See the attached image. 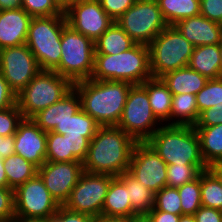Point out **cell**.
Wrapping results in <instances>:
<instances>
[{"label": "cell", "mask_w": 222, "mask_h": 222, "mask_svg": "<svg viewBox=\"0 0 222 222\" xmlns=\"http://www.w3.org/2000/svg\"><path fill=\"white\" fill-rule=\"evenodd\" d=\"M8 188L16 189L38 173V168L22 156L13 154L4 159Z\"/></svg>", "instance_id": "31"}, {"label": "cell", "mask_w": 222, "mask_h": 222, "mask_svg": "<svg viewBox=\"0 0 222 222\" xmlns=\"http://www.w3.org/2000/svg\"><path fill=\"white\" fill-rule=\"evenodd\" d=\"M208 169L207 165H167L166 185L170 188H178L194 179H196L202 171Z\"/></svg>", "instance_id": "34"}, {"label": "cell", "mask_w": 222, "mask_h": 222, "mask_svg": "<svg viewBox=\"0 0 222 222\" xmlns=\"http://www.w3.org/2000/svg\"><path fill=\"white\" fill-rule=\"evenodd\" d=\"M73 89V83L55 71L40 70L38 74L16 95V104L23 118L35 114L61 100Z\"/></svg>", "instance_id": "6"}, {"label": "cell", "mask_w": 222, "mask_h": 222, "mask_svg": "<svg viewBox=\"0 0 222 222\" xmlns=\"http://www.w3.org/2000/svg\"><path fill=\"white\" fill-rule=\"evenodd\" d=\"M133 84L125 81L82 80L73 84L81 109L100 126H117L128 92Z\"/></svg>", "instance_id": "2"}, {"label": "cell", "mask_w": 222, "mask_h": 222, "mask_svg": "<svg viewBox=\"0 0 222 222\" xmlns=\"http://www.w3.org/2000/svg\"><path fill=\"white\" fill-rule=\"evenodd\" d=\"M99 2L108 16L116 21L135 4L136 0H99Z\"/></svg>", "instance_id": "41"}, {"label": "cell", "mask_w": 222, "mask_h": 222, "mask_svg": "<svg viewBox=\"0 0 222 222\" xmlns=\"http://www.w3.org/2000/svg\"><path fill=\"white\" fill-rule=\"evenodd\" d=\"M0 187H8L7 176L4 169V159L0 156Z\"/></svg>", "instance_id": "53"}, {"label": "cell", "mask_w": 222, "mask_h": 222, "mask_svg": "<svg viewBox=\"0 0 222 222\" xmlns=\"http://www.w3.org/2000/svg\"><path fill=\"white\" fill-rule=\"evenodd\" d=\"M22 120L23 116L17 104L0 110V135L3 137L14 135Z\"/></svg>", "instance_id": "39"}, {"label": "cell", "mask_w": 222, "mask_h": 222, "mask_svg": "<svg viewBox=\"0 0 222 222\" xmlns=\"http://www.w3.org/2000/svg\"><path fill=\"white\" fill-rule=\"evenodd\" d=\"M146 142L167 165H206L194 126L162 124Z\"/></svg>", "instance_id": "4"}, {"label": "cell", "mask_w": 222, "mask_h": 222, "mask_svg": "<svg viewBox=\"0 0 222 222\" xmlns=\"http://www.w3.org/2000/svg\"><path fill=\"white\" fill-rule=\"evenodd\" d=\"M113 178L114 176L108 174L84 171L63 206L70 211L87 214L95 219L101 217L104 201Z\"/></svg>", "instance_id": "11"}, {"label": "cell", "mask_w": 222, "mask_h": 222, "mask_svg": "<svg viewBox=\"0 0 222 222\" xmlns=\"http://www.w3.org/2000/svg\"><path fill=\"white\" fill-rule=\"evenodd\" d=\"M136 42L114 21L94 42L95 54H118L132 48Z\"/></svg>", "instance_id": "27"}, {"label": "cell", "mask_w": 222, "mask_h": 222, "mask_svg": "<svg viewBox=\"0 0 222 222\" xmlns=\"http://www.w3.org/2000/svg\"><path fill=\"white\" fill-rule=\"evenodd\" d=\"M128 189L132 210L136 215L148 214L154 206L155 193L139 182L128 171L117 177Z\"/></svg>", "instance_id": "26"}, {"label": "cell", "mask_w": 222, "mask_h": 222, "mask_svg": "<svg viewBox=\"0 0 222 222\" xmlns=\"http://www.w3.org/2000/svg\"><path fill=\"white\" fill-rule=\"evenodd\" d=\"M32 18L23 8L0 11V50L24 45Z\"/></svg>", "instance_id": "18"}, {"label": "cell", "mask_w": 222, "mask_h": 222, "mask_svg": "<svg viewBox=\"0 0 222 222\" xmlns=\"http://www.w3.org/2000/svg\"><path fill=\"white\" fill-rule=\"evenodd\" d=\"M152 209L182 215L180 195L177 188L164 187L155 193Z\"/></svg>", "instance_id": "37"}, {"label": "cell", "mask_w": 222, "mask_h": 222, "mask_svg": "<svg viewBox=\"0 0 222 222\" xmlns=\"http://www.w3.org/2000/svg\"><path fill=\"white\" fill-rule=\"evenodd\" d=\"M21 8V0H0V11Z\"/></svg>", "instance_id": "51"}, {"label": "cell", "mask_w": 222, "mask_h": 222, "mask_svg": "<svg viewBox=\"0 0 222 222\" xmlns=\"http://www.w3.org/2000/svg\"><path fill=\"white\" fill-rule=\"evenodd\" d=\"M174 26L194 47L220 44L222 24L211 21L202 15L183 19Z\"/></svg>", "instance_id": "19"}, {"label": "cell", "mask_w": 222, "mask_h": 222, "mask_svg": "<svg viewBox=\"0 0 222 222\" xmlns=\"http://www.w3.org/2000/svg\"><path fill=\"white\" fill-rule=\"evenodd\" d=\"M16 105V93L9 87L0 71V110Z\"/></svg>", "instance_id": "46"}, {"label": "cell", "mask_w": 222, "mask_h": 222, "mask_svg": "<svg viewBox=\"0 0 222 222\" xmlns=\"http://www.w3.org/2000/svg\"><path fill=\"white\" fill-rule=\"evenodd\" d=\"M131 222H151L147 214H139L131 217Z\"/></svg>", "instance_id": "56"}, {"label": "cell", "mask_w": 222, "mask_h": 222, "mask_svg": "<svg viewBox=\"0 0 222 222\" xmlns=\"http://www.w3.org/2000/svg\"><path fill=\"white\" fill-rule=\"evenodd\" d=\"M9 222H50V219L45 218H23L15 215Z\"/></svg>", "instance_id": "52"}, {"label": "cell", "mask_w": 222, "mask_h": 222, "mask_svg": "<svg viewBox=\"0 0 222 222\" xmlns=\"http://www.w3.org/2000/svg\"><path fill=\"white\" fill-rule=\"evenodd\" d=\"M99 127L94 118L80 109L66 122L56 125L52 132L68 136H84L90 141Z\"/></svg>", "instance_id": "29"}, {"label": "cell", "mask_w": 222, "mask_h": 222, "mask_svg": "<svg viewBox=\"0 0 222 222\" xmlns=\"http://www.w3.org/2000/svg\"><path fill=\"white\" fill-rule=\"evenodd\" d=\"M152 78L148 45L136 43L127 51L108 55L95 54L90 79L125 81L142 84Z\"/></svg>", "instance_id": "3"}, {"label": "cell", "mask_w": 222, "mask_h": 222, "mask_svg": "<svg viewBox=\"0 0 222 222\" xmlns=\"http://www.w3.org/2000/svg\"><path fill=\"white\" fill-rule=\"evenodd\" d=\"M69 151L81 162L86 159L90 141L84 136H68Z\"/></svg>", "instance_id": "45"}, {"label": "cell", "mask_w": 222, "mask_h": 222, "mask_svg": "<svg viewBox=\"0 0 222 222\" xmlns=\"http://www.w3.org/2000/svg\"><path fill=\"white\" fill-rule=\"evenodd\" d=\"M222 123V102L202 111L194 126H216Z\"/></svg>", "instance_id": "44"}, {"label": "cell", "mask_w": 222, "mask_h": 222, "mask_svg": "<svg viewBox=\"0 0 222 222\" xmlns=\"http://www.w3.org/2000/svg\"><path fill=\"white\" fill-rule=\"evenodd\" d=\"M128 172L153 193L167 187V164L147 142L134 146Z\"/></svg>", "instance_id": "14"}, {"label": "cell", "mask_w": 222, "mask_h": 222, "mask_svg": "<svg viewBox=\"0 0 222 222\" xmlns=\"http://www.w3.org/2000/svg\"><path fill=\"white\" fill-rule=\"evenodd\" d=\"M188 67L207 79L221 77L220 45H201L194 47Z\"/></svg>", "instance_id": "21"}, {"label": "cell", "mask_w": 222, "mask_h": 222, "mask_svg": "<svg viewBox=\"0 0 222 222\" xmlns=\"http://www.w3.org/2000/svg\"><path fill=\"white\" fill-rule=\"evenodd\" d=\"M208 169L218 178L222 185V163L212 164Z\"/></svg>", "instance_id": "54"}, {"label": "cell", "mask_w": 222, "mask_h": 222, "mask_svg": "<svg viewBox=\"0 0 222 222\" xmlns=\"http://www.w3.org/2000/svg\"><path fill=\"white\" fill-rule=\"evenodd\" d=\"M200 188L202 206L222 211V185L209 169L200 173Z\"/></svg>", "instance_id": "32"}, {"label": "cell", "mask_w": 222, "mask_h": 222, "mask_svg": "<svg viewBox=\"0 0 222 222\" xmlns=\"http://www.w3.org/2000/svg\"><path fill=\"white\" fill-rule=\"evenodd\" d=\"M177 189L181 200L182 215H194L202 206L200 175L196 179L178 187Z\"/></svg>", "instance_id": "35"}, {"label": "cell", "mask_w": 222, "mask_h": 222, "mask_svg": "<svg viewBox=\"0 0 222 222\" xmlns=\"http://www.w3.org/2000/svg\"><path fill=\"white\" fill-rule=\"evenodd\" d=\"M147 215L151 222H178L180 219V215L159 211L157 209H151Z\"/></svg>", "instance_id": "49"}, {"label": "cell", "mask_w": 222, "mask_h": 222, "mask_svg": "<svg viewBox=\"0 0 222 222\" xmlns=\"http://www.w3.org/2000/svg\"><path fill=\"white\" fill-rule=\"evenodd\" d=\"M145 87L149 104L156 118L166 125H170L171 104L173 94L161 78H150L142 83Z\"/></svg>", "instance_id": "23"}, {"label": "cell", "mask_w": 222, "mask_h": 222, "mask_svg": "<svg viewBox=\"0 0 222 222\" xmlns=\"http://www.w3.org/2000/svg\"><path fill=\"white\" fill-rule=\"evenodd\" d=\"M15 137L14 135L1 136L0 135V156L5 159L10 155L15 154Z\"/></svg>", "instance_id": "48"}, {"label": "cell", "mask_w": 222, "mask_h": 222, "mask_svg": "<svg viewBox=\"0 0 222 222\" xmlns=\"http://www.w3.org/2000/svg\"><path fill=\"white\" fill-rule=\"evenodd\" d=\"M15 137V154L22 156L40 168L46 162L47 132L43 131L32 119L18 124Z\"/></svg>", "instance_id": "17"}, {"label": "cell", "mask_w": 222, "mask_h": 222, "mask_svg": "<svg viewBox=\"0 0 222 222\" xmlns=\"http://www.w3.org/2000/svg\"><path fill=\"white\" fill-rule=\"evenodd\" d=\"M66 15L33 17L25 44L41 70L54 71L61 60V35L67 25Z\"/></svg>", "instance_id": "5"}, {"label": "cell", "mask_w": 222, "mask_h": 222, "mask_svg": "<svg viewBox=\"0 0 222 222\" xmlns=\"http://www.w3.org/2000/svg\"><path fill=\"white\" fill-rule=\"evenodd\" d=\"M95 222H131L130 216H101Z\"/></svg>", "instance_id": "50"}, {"label": "cell", "mask_w": 222, "mask_h": 222, "mask_svg": "<svg viewBox=\"0 0 222 222\" xmlns=\"http://www.w3.org/2000/svg\"><path fill=\"white\" fill-rule=\"evenodd\" d=\"M15 215L23 218L50 219L60 205L37 173L14 190Z\"/></svg>", "instance_id": "12"}, {"label": "cell", "mask_w": 222, "mask_h": 222, "mask_svg": "<svg viewBox=\"0 0 222 222\" xmlns=\"http://www.w3.org/2000/svg\"><path fill=\"white\" fill-rule=\"evenodd\" d=\"M178 222H196L193 215L183 214Z\"/></svg>", "instance_id": "57"}, {"label": "cell", "mask_w": 222, "mask_h": 222, "mask_svg": "<svg viewBox=\"0 0 222 222\" xmlns=\"http://www.w3.org/2000/svg\"><path fill=\"white\" fill-rule=\"evenodd\" d=\"M83 172V162L81 161H46L38 168V174L44 181L45 187L60 206H63L68 200Z\"/></svg>", "instance_id": "16"}, {"label": "cell", "mask_w": 222, "mask_h": 222, "mask_svg": "<svg viewBox=\"0 0 222 222\" xmlns=\"http://www.w3.org/2000/svg\"><path fill=\"white\" fill-rule=\"evenodd\" d=\"M200 140L201 154L209 167L222 163V123L216 126H194Z\"/></svg>", "instance_id": "24"}, {"label": "cell", "mask_w": 222, "mask_h": 222, "mask_svg": "<svg viewBox=\"0 0 222 222\" xmlns=\"http://www.w3.org/2000/svg\"><path fill=\"white\" fill-rule=\"evenodd\" d=\"M196 222H222V211L201 206L193 215Z\"/></svg>", "instance_id": "47"}, {"label": "cell", "mask_w": 222, "mask_h": 222, "mask_svg": "<svg viewBox=\"0 0 222 222\" xmlns=\"http://www.w3.org/2000/svg\"><path fill=\"white\" fill-rule=\"evenodd\" d=\"M220 57H221V77H222V37H221V41H220Z\"/></svg>", "instance_id": "58"}, {"label": "cell", "mask_w": 222, "mask_h": 222, "mask_svg": "<svg viewBox=\"0 0 222 222\" xmlns=\"http://www.w3.org/2000/svg\"><path fill=\"white\" fill-rule=\"evenodd\" d=\"M222 102V77L208 79L205 86L196 94L199 114Z\"/></svg>", "instance_id": "36"}, {"label": "cell", "mask_w": 222, "mask_h": 222, "mask_svg": "<svg viewBox=\"0 0 222 222\" xmlns=\"http://www.w3.org/2000/svg\"><path fill=\"white\" fill-rule=\"evenodd\" d=\"M200 15L222 24V0H200Z\"/></svg>", "instance_id": "43"}, {"label": "cell", "mask_w": 222, "mask_h": 222, "mask_svg": "<svg viewBox=\"0 0 222 222\" xmlns=\"http://www.w3.org/2000/svg\"><path fill=\"white\" fill-rule=\"evenodd\" d=\"M95 218L78 212H73L60 206L57 212L50 218V222H95Z\"/></svg>", "instance_id": "42"}, {"label": "cell", "mask_w": 222, "mask_h": 222, "mask_svg": "<svg viewBox=\"0 0 222 222\" xmlns=\"http://www.w3.org/2000/svg\"><path fill=\"white\" fill-rule=\"evenodd\" d=\"M136 141L118 126H100L90 140L83 170L118 177L128 171Z\"/></svg>", "instance_id": "1"}, {"label": "cell", "mask_w": 222, "mask_h": 222, "mask_svg": "<svg viewBox=\"0 0 222 222\" xmlns=\"http://www.w3.org/2000/svg\"><path fill=\"white\" fill-rule=\"evenodd\" d=\"M61 49V60L54 71L73 84L90 79L94 68V41L67 24L61 35Z\"/></svg>", "instance_id": "8"}, {"label": "cell", "mask_w": 222, "mask_h": 222, "mask_svg": "<svg viewBox=\"0 0 222 222\" xmlns=\"http://www.w3.org/2000/svg\"><path fill=\"white\" fill-rule=\"evenodd\" d=\"M81 109V100L73 88L61 100L41 110L31 119L45 132L52 131L56 125L66 122Z\"/></svg>", "instance_id": "20"}, {"label": "cell", "mask_w": 222, "mask_h": 222, "mask_svg": "<svg viewBox=\"0 0 222 222\" xmlns=\"http://www.w3.org/2000/svg\"><path fill=\"white\" fill-rule=\"evenodd\" d=\"M21 8L32 17L65 14L55 0H21Z\"/></svg>", "instance_id": "38"}, {"label": "cell", "mask_w": 222, "mask_h": 222, "mask_svg": "<svg viewBox=\"0 0 222 222\" xmlns=\"http://www.w3.org/2000/svg\"><path fill=\"white\" fill-rule=\"evenodd\" d=\"M128 189L117 178L111 180L104 205L102 216H134L130 199L128 198Z\"/></svg>", "instance_id": "25"}, {"label": "cell", "mask_w": 222, "mask_h": 222, "mask_svg": "<svg viewBox=\"0 0 222 222\" xmlns=\"http://www.w3.org/2000/svg\"><path fill=\"white\" fill-rule=\"evenodd\" d=\"M79 0H55L59 7L65 12L72 4Z\"/></svg>", "instance_id": "55"}, {"label": "cell", "mask_w": 222, "mask_h": 222, "mask_svg": "<svg viewBox=\"0 0 222 222\" xmlns=\"http://www.w3.org/2000/svg\"><path fill=\"white\" fill-rule=\"evenodd\" d=\"M65 15L68 25L94 42L114 23L99 0H79Z\"/></svg>", "instance_id": "15"}, {"label": "cell", "mask_w": 222, "mask_h": 222, "mask_svg": "<svg viewBox=\"0 0 222 222\" xmlns=\"http://www.w3.org/2000/svg\"><path fill=\"white\" fill-rule=\"evenodd\" d=\"M15 216L14 189L0 187V220L9 222Z\"/></svg>", "instance_id": "40"}, {"label": "cell", "mask_w": 222, "mask_h": 222, "mask_svg": "<svg viewBox=\"0 0 222 222\" xmlns=\"http://www.w3.org/2000/svg\"><path fill=\"white\" fill-rule=\"evenodd\" d=\"M173 95H196L206 84L208 79L191 68L184 67L165 73L160 77Z\"/></svg>", "instance_id": "22"}, {"label": "cell", "mask_w": 222, "mask_h": 222, "mask_svg": "<svg viewBox=\"0 0 222 222\" xmlns=\"http://www.w3.org/2000/svg\"><path fill=\"white\" fill-rule=\"evenodd\" d=\"M196 95H173L171 104L170 125L194 126L199 119Z\"/></svg>", "instance_id": "28"}, {"label": "cell", "mask_w": 222, "mask_h": 222, "mask_svg": "<svg viewBox=\"0 0 222 222\" xmlns=\"http://www.w3.org/2000/svg\"><path fill=\"white\" fill-rule=\"evenodd\" d=\"M168 25L200 15V0H156Z\"/></svg>", "instance_id": "30"}, {"label": "cell", "mask_w": 222, "mask_h": 222, "mask_svg": "<svg viewBox=\"0 0 222 222\" xmlns=\"http://www.w3.org/2000/svg\"><path fill=\"white\" fill-rule=\"evenodd\" d=\"M46 161H79L72 152L69 151L68 135H62L52 131L47 132Z\"/></svg>", "instance_id": "33"}, {"label": "cell", "mask_w": 222, "mask_h": 222, "mask_svg": "<svg viewBox=\"0 0 222 222\" xmlns=\"http://www.w3.org/2000/svg\"><path fill=\"white\" fill-rule=\"evenodd\" d=\"M154 78L188 66L194 46L173 25L164 28L148 45Z\"/></svg>", "instance_id": "7"}, {"label": "cell", "mask_w": 222, "mask_h": 222, "mask_svg": "<svg viewBox=\"0 0 222 222\" xmlns=\"http://www.w3.org/2000/svg\"><path fill=\"white\" fill-rule=\"evenodd\" d=\"M40 70L35 56L26 44L0 50V71L16 95Z\"/></svg>", "instance_id": "13"}, {"label": "cell", "mask_w": 222, "mask_h": 222, "mask_svg": "<svg viewBox=\"0 0 222 222\" xmlns=\"http://www.w3.org/2000/svg\"><path fill=\"white\" fill-rule=\"evenodd\" d=\"M161 125L152 112L145 87L132 85L117 126L136 142H146Z\"/></svg>", "instance_id": "9"}, {"label": "cell", "mask_w": 222, "mask_h": 222, "mask_svg": "<svg viewBox=\"0 0 222 222\" xmlns=\"http://www.w3.org/2000/svg\"><path fill=\"white\" fill-rule=\"evenodd\" d=\"M115 22L136 43L145 45L168 26L156 0H136Z\"/></svg>", "instance_id": "10"}]
</instances>
